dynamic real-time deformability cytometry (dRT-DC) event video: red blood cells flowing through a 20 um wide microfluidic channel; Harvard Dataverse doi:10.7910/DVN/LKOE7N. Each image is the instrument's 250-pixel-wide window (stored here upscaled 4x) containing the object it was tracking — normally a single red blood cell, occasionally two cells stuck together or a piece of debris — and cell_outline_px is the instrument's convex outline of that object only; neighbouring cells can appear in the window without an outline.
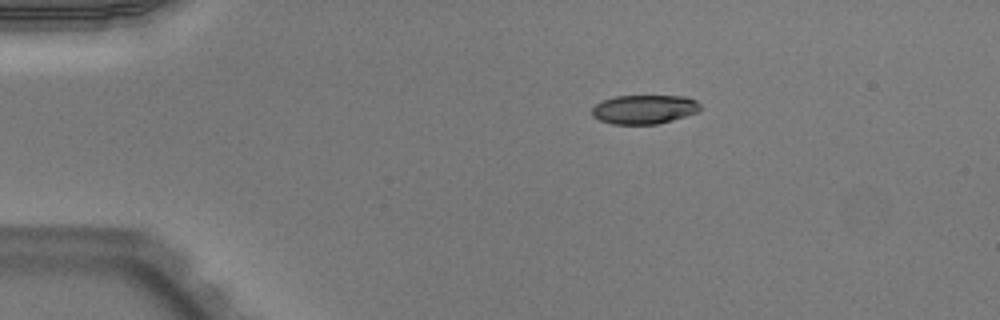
{"species": "Egyptian fruit bat (a non-hibernating species)", "species_latin": "Rousettus aegyptiacus", "temperature_condition": "warm", "stored_images_in_passage": 42, "camera_frame_rate_fps": 3000, "um_per_image_px": 0.085, "animal": {"sex": "male"}, "frame": {"image": 1, "passage_image": 1, "time_ms": 0.0, "image_size_px": [1000, 320], "cell_outline_px": [[700, 112], [672, 120], [656, 124], [612, 124], [600, 120], [592, 116], [592, 108], [596, 104], [604, 100], [616, 96], [688, 96], [696, 100], [700, 104]], "centroid_in_image_um": [54.79, 9.29], "position_along_channel_um": 30.2, "area_um2": 18.38}}
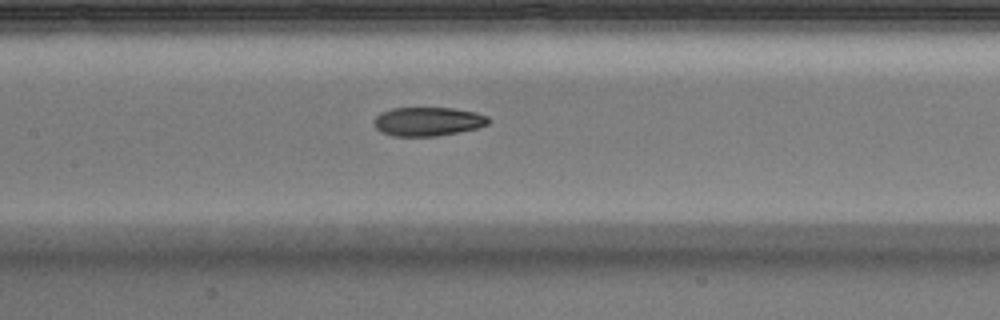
{"frame": {"image": 2, "passage_image": 16, "time_ms": 5.0, "image_size_px": [1000, 320], "cell_outline_px": [[492, 120], [488, 124], [476, 128], [436, 136], [392, 136], [380, 132], [372, 124], [372, 120], [380, 112], [392, 108], [456, 108], [476, 112], [488, 116]], "centroid_in_image_um": [36.34, 10.32], "position_along_channel_um": 171.1, "area_um2": 19.48}}
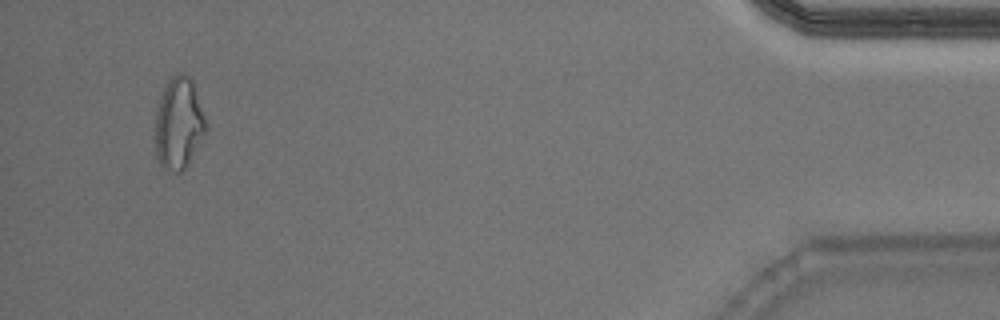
{"frame": {"image": 3, "passage_image": 40, "time_ms": 13.0, "image_size_px": [1000, 320], "cell_outline_px": [[208, 128], [188, 164], [180, 172], [176, 172], [164, 168], [160, 164], [156, 156], [156, 100], [168, 80], [176, 72], [184, 72], [192, 80], [208, 124]], "centroid_in_image_um": [15.19, 10.44], "position_along_channel_um": 420.0, "area_um2": 27.4}, "authors_computed_cell_mechanics": {"area_um2": 20.2011, "velocity_mm_per_s": 3.9877, "shape_relaxation_time_tau1_ms": null, "shape_relaxation_time_tau2_ms": 3.1225, "deformation_change_tau1": null, "deformation_change_tau2": 0.0971}}